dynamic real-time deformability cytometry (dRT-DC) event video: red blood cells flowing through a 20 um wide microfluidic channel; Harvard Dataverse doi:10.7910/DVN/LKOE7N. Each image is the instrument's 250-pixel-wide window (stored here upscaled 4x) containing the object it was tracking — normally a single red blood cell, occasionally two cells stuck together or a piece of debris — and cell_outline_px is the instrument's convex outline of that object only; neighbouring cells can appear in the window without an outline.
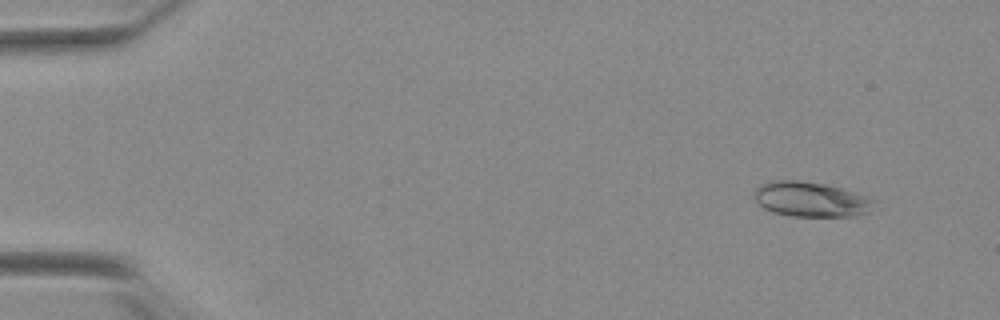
{"species": "Egyptian fruit bat (a non-hibernating species)", "species_latin": "Rousettus aegyptiacus", "temperature_condition": "warm", "stored_images_in_passage": 54, "camera_frame_rate_fps": 3000, "um_per_image_px": 0.085, "animal": {"sex": "female"}, "frame": {"image": 1, "passage_image": 5, "time_ms": 1.333, "image_size_px": [1000, 320], "cell_outline_px": [[876, 200], [868, 212], [852, 216], [792, 216], [772, 212], [764, 208], [756, 200], [752, 192], [760, 184], [772, 180], [796, 180], [824, 184], [840, 188], [868, 196]], "centroid_in_image_um": [68.89, 16.94], "position_along_channel_um": 16.1, "area_um2": 24.33}}
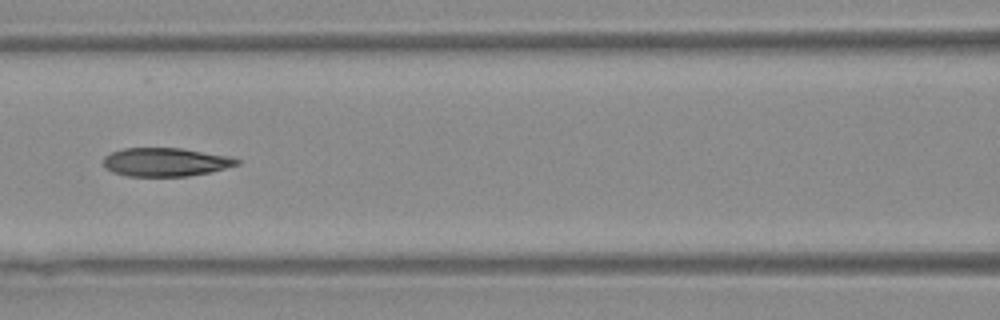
{"frame": {"image": 2, "passage_image": 25, "time_ms": 8.0, "image_size_px": [1000, 320], "cell_outline_px": [[240, 164], [208, 172], [188, 176], [128, 176], [116, 172], [108, 168], [104, 164], [104, 156], [112, 152], [124, 148], [180, 148], [228, 156], [240, 160]], "centroid_in_image_um": [14.08, 13.77], "position_along_channel_um": 152.5, "area_um2": 21.79}}
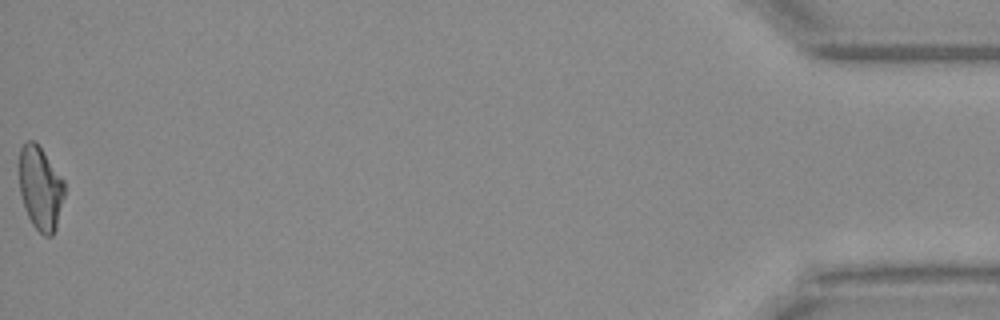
{"frame": {"image": 3, "passage_image": 54, "time_ms": 17.667, "image_size_px": [1000, 320], "cell_outline_px": [[64, 196], [56, 228], [52, 236], [44, 236], [32, 224], [28, 216], [20, 192], [20, 148], [28, 140], [36, 140], [64, 180]], "centroid_in_image_um": [3.45, 15.98], "position_along_channel_um": 431.8, "area_um2": 21.91}, "authors_computed_cell_mechanics": {"area_um2": 22.7443, "velocity_mm_per_s": 3.8724, "shape_relaxation_time_tau1_ms": 8.7995, "shape_relaxation_time_tau2_ms": 2.2709, "deformation_change_tau1": 0.2635, "deformation_change_tau2": 0.0702}}